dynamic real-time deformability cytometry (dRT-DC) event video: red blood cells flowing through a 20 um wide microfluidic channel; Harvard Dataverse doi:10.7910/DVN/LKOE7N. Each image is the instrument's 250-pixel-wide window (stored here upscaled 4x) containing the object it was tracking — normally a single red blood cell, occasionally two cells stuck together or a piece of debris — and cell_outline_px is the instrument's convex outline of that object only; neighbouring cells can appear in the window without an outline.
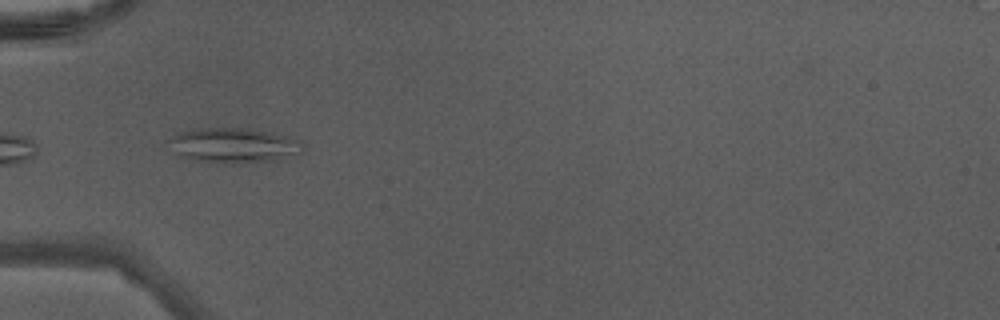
{"species": "Egyptian fruit bat (a non-hibernating species)", "species_latin": "Rousettus aegyptiacus", "temperature_condition": "warm", "stored_images_in_passage": 4, "camera_frame_rate_fps": 3000, "um_per_image_px": 0.085, "animal": {"sex": "male"}, "frame": {"image": 1, "passage_image": 1, "time_ms": 0.0, "image_size_px": [1000, 320], "cell_outline_px": [[304, 152], [284, 160], [244, 164], [220, 164], [200, 160], [176, 152], [168, 140], [184, 132], [204, 128], [240, 128], [272, 132], [288, 136], [300, 140], [304, 144]], "centroid_in_image_um": [20.08, 12.39], "position_along_channel_um": 64.9, "area_um2": 27.28}}